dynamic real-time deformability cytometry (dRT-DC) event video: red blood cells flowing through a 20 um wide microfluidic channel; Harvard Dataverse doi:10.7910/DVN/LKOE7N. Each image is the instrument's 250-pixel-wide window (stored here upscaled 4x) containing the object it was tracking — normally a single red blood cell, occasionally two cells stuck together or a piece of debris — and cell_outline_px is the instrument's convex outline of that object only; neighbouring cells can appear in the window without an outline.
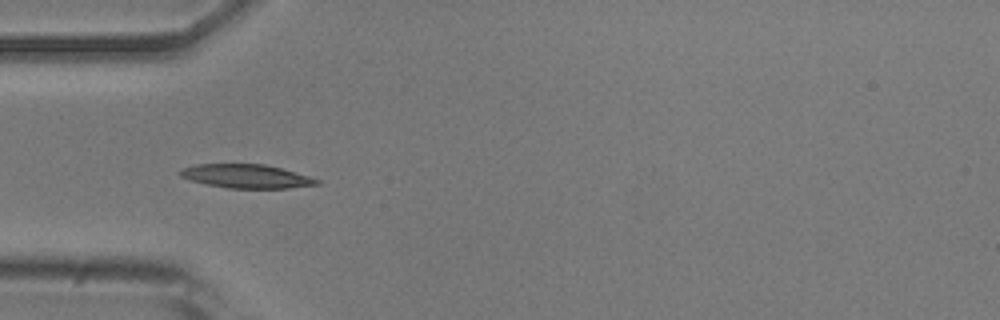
{"species": "common noctule bat (a hibernating species)", "species_latin": "Nyctalus noctula", "temperature_condition": "room temperature", "stored_images_in_passage": 37, "camera_frame_rate_fps": 3000, "um_per_image_px": 0.085, "animal": {"sex": "male", "body_mass_g": 20.5, "forearm_length_mm": 52.5}, "frame": {"image": 1, "passage_image": 1, "time_ms": 0.0, "image_size_px": [1000, 320], "cell_outline_px": [[320, 184], [288, 188], [228, 188], [208, 184], [192, 180], [180, 176], [180, 172], [184, 168], [196, 164], [264, 164], [280, 168], [308, 176], [320, 180]], "centroid_in_image_um": [20.96, 14.98], "position_along_channel_um": 64.0, "area_um2": 18.55}}
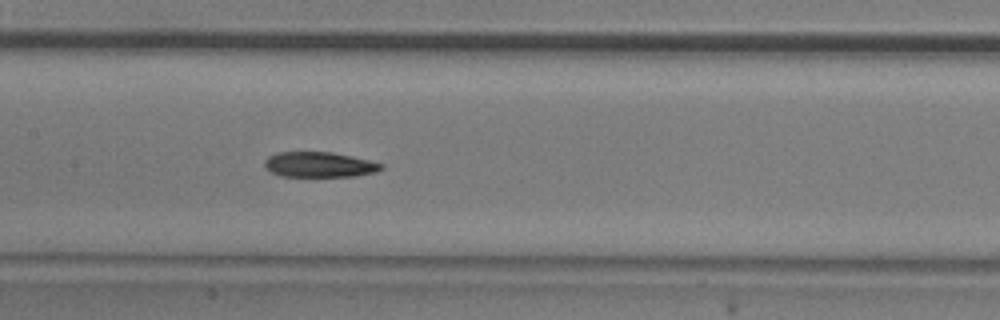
{"frame": {"image": 2, "passage_image": 10, "time_ms": 3.0, "image_size_px": [1000, 320], "cell_outline_px": [[384, 168], [376, 172], [356, 176], [280, 176], [272, 172], [264, 164], [264, 160], [268, 156], [276, 152], [332, 152], [352, 156], [384, 164]], "centroid_in_image_um": [27.16, 13.99], "position_along_channel_um": 180.2, "area_um2": 17.17}}
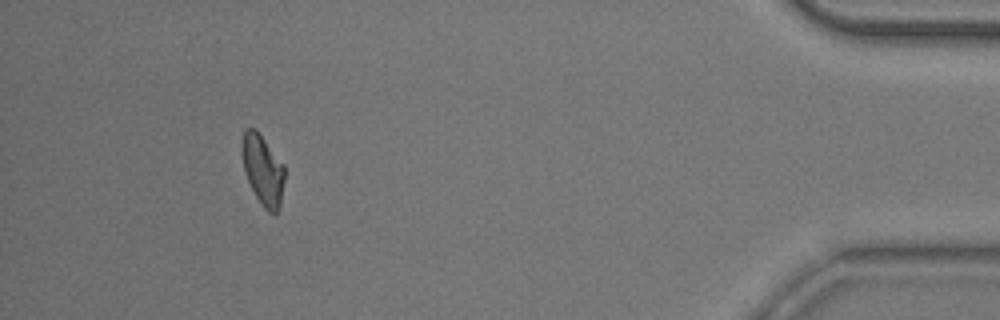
{"frame": {"image": 3, "passage_image": 33, "time_ms": 10.667, "image_size_px": [1000, 320], "cell_outline_px": [[284, 180], [280, 208], [276, 212], [268, 212], [264, 208], [256, 196], [244, 172], [240, 152], [240, 144], [244, 128], [256, 128], [284, 164]], "centroid_in_image_um": [22.31, 14.38], "position_along_channel_um": 412.9, "area_um2": 17.74}, "authors_computed_cell_mechanics": {"area_um2": 17.8602, "velocity_mm_per_s": 3.863, "shape_relaxation_time_tau1_ms": 5.456, "shape_relaxation_time_tau2_ms": 4.2182, "deformation_change_tau1": 0.1502, "deformation_change_tau2": 0.1039}}